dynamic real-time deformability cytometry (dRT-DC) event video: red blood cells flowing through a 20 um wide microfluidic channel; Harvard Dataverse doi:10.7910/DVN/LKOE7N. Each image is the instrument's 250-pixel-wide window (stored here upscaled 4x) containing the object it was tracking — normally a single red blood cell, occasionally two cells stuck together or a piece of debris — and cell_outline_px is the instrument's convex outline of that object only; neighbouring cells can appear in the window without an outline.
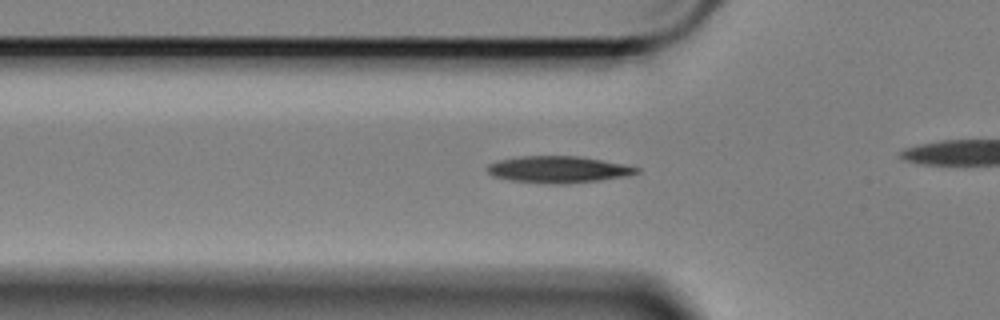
{"species": "Egyptian fruit bat (a non-hibernating species)", "species_latin": "Rousettus aegyptiacus", "temperature_condition": "cold", "stored_images_in_passage": 44, "camera_frame_rate_fps": 3000, "um_per_image_px": 0.085, "animal": {"sex": "female"}, "frame": {"image": 1, "passage_image": 10, "time_ms": 3.0, "image_size_px": [1000, 320], "cell_outline_px": [[640, 172], [628, 176], [600, 180], [564, 184], [548, 184], [508, 180], [492, 176], [488, 172], [488, 164], [500, 160], [520, 156], [576, 156], [600, 160], [640, 168]], "centroid_in_image_um": [47.43, 14.42], "position_along_channel_um": 78.4, "area_um2": 23.12}}
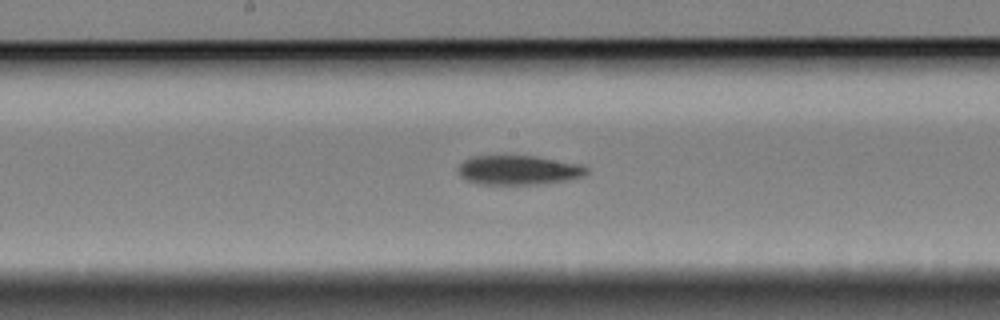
{"frame": {"image": 2, "passage_image": 21, "time_ms": 6.667, "image_size_px": [1000, 320], "cell_outline_px": [[588, 172], [584, 176], [568, 180], [540, 184], [476, 184], [464, 180], [460, 176], [456, 168], [464, 160], [472, 156], [536, 156], [580, 164], [588, 168]], "centroid_in_image_um": [44.04, 14.46], "position_along_channel_um": 204.2, "area_um2": 22.2}}
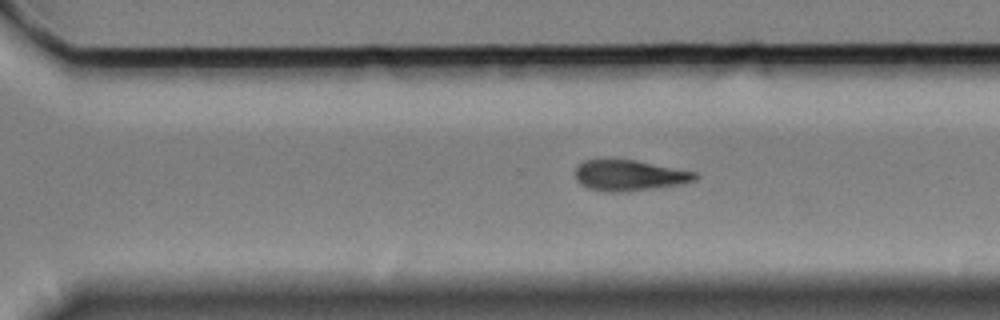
{"frame": {"image": 3, "passage_image": 31, "time_ms": 10.0, "image_size_px": [1000, 320], "cell_outline_px": [[700, 176], [696, 180], [684, 184], [620, 192], [608, 192], [588, 188], [580, 184], [576, 180], [576, 168], [584, 160], [636, 160], [696, 172]], "centroid_in_image_um": [53.53, 14.91], "position_along_channel_um": 317.1, "area_um2": 21.39}, "authors_computed_cell_mechanics": {"area_um2": 21.5594, "velocity_mm_per_s": 3.4032, "shape_relaxation_time_tau1_ms": 3.6672, "shape_relaxation_time_tau2_ms": null, "deformation_change_tau1": 0.1154, "deformation_change_tau2": null}}